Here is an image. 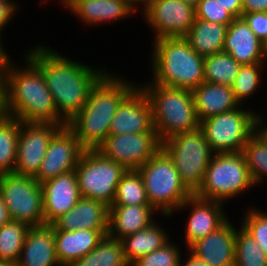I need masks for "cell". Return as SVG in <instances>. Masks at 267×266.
I'll return each instance as SVG.
<instances>
[{"label": "cell", "instance_id": "cell-24", "mask_svg": "<svg viewBox=\"0 0 267 266\" xmlns=\"http://www.w3.org/2000/svg\"><path fill=\"white\" fill-rule=\"evenodd\" d=\"M67 11L89 28L137 15L123 0H79Z\"/></svg>", "mask_w": 267, "mask_h": 266}, {"label": "cell", "instance_id": "cell-18", "mask_svg": "<svg viewBox=\"0 0 267 266\" xmlns=\"http://www.w3.org/2000/svg\"><path fill=\"white\" fill-rule=\"evenodd\" d=\"M41 188L45 225H52L81 198L75 170L42 182Z\"/></svg>", "mask_w": 267, "mask_h": 266}, {"label": "cell", "instance_id": "cell-10", "mask_svg": "<svg viewBox=\"0 0 267 266\" xmlns=\"http://www.w3.org/2000/svg\"><path fill=\"white\" fill-rule=\"evenodd\" d=\"M127 169L104 157L97 150H85L75 168L81 197L103 202L110 207L116 188Z\"/></svg>", "mask_w": 267, "mask_h": 266}, {"label": "cell", "instance_id": "cell-44", "mask_svg": "<svg viewBox=\"0 0 267 266\" xmlns=\"http://www.w3.org/2000/svg\"><path fill=\"white\" fill-rule=\"evenodd\" d=\"M234 18L242 17V0H216Z\"/></svg>", "mask_w": 267, "mask_h": 266}, {"label": "cell", "instance_id": "cell-7", "mask_svg": "<svg viewBox=\"0 0 267 266\" xmlns=\"http://www.w3.org/2000/svg\"><path fill=\"white\" fill-rule=\"evenodd\" d=\"M254 186L242 152L214 153L195 195L226 204Z\"/></svg>", "mask_w": 267, "mask_h": 266}, {"label": "cell", "instance_id": "cell-3", "mask_svg": "<svg viewBox=\"0 0 267 266\" xmlns=\"http://www.w3.org/2000/svg\"><path fill=\"white\" fill-rule=\"evenodd\" d=\"M123 76L107 71L92 87L84 107L67 122L85 150H97L105 141L118 106L138 86Z\"/></svg>", "mask_w": 267, "mask_h": 266}, {"label": "cell", "instance_id": "cell-11", "mask_svg": "<svg viewBox=\"0 0 267 266\" xmlns=\"http://www.w3.org/2000/svg\"><path fill=\"white\" fill-rule=\"evenodd\" d=\"M0 194L12 220L31 227L45 225L42 188L34 177L0 175Z\"/></svg>", "mask_w": 267, "mask_h": 266}, {"label": "cell", "instance_id": "cell-41", "mask_svg": "<svg viewBox=\"0 0 267 266\" xmlns=\"http://www.w3.org/2000/svg\"><path fill=\"white\" fill-rule=\"evenodd\" d=\"M242 18L255 35L264 42L267 38V12L242 13Z\"/></svg>", "mask_w": 267, "mask_h": 266}, {"label": "cell", "instance_id": "cell-31", "mask_svg": "<svg viewBox=\"0 0 267 266\" xmlns=\"http://www.w3.org/2000/svg\"><path fill=\"white\" fill-rule=\"evenodd\" d=\"M242 153L256 188L262 187L267 181V138L259 129L248 139Z\"/></svg>", "mask_w": 267, "mask_h": 266}, {"label": "cell", "instance_id": "cell-4", "mask_svg": "<svg viewBox=\"0 0 267 266\" xmlns=\"http://www.w3.org/2000/svg\"><path fill=\"white\" fill-rule=\"evenodd\" d=\"M150 44L152 75L148 81L190 91L204 81V57L191 48L185 37H165Z\"/></svg>", "mask_w": 267, "mask_h": 266}, {"label": "cell", "instance_id": "cell-46", "mask_svg": "<svg viewBox=\"0 0 267 266\" xmlns=\"http://www.w3.org/2000/svg\"><path fill=\"white\" fill-rule=\"evenodd\" d=\"M185 258V259H184ZM181 258L180 266H208L204 261L194 256L187 250V256Z\"/></svg>", "mask_w": 267, "mask_h": 266}, {"label": "cell", "instance_id": "cell-36", "mask_svg": "<svg viewBox=\"0 0 267 266\" xmlns=\"http://www.w3.org/2000/svg\"><path fill=\"white\" fill-rule=\"evenodd\" d=\"M237 227L234 266H267V255L253 236L241 225Z\"/></svg>", "mask_w": 267, "mask_h": 266}, {"label": "cell", "instance_id": "cell-39", "mask_svg": "<svg viewBox=\"0 0 267 266\" xmlns=\"http://www.w3.org/2000/svg\"><path fill=\"white\" fill-rule=\"evenodd\" d=\"M195 18L229 25L235 18L216 0H200L195 6Z\"/></svg>", "mask_w": 267, "mask_h": 266}, {"label": "cell", "instance_id": "cell-22", "mask_svg": "<svg viewBox=\"0 0 267 266\" xmlns=\"http://www.w3.org/2000/svg\"><path fill=\"white\" fill-rule=\"evenodd\" d=\"M16 266H61L56 256L53 224L30 227Z\"/></svg>", "mask_w": 267, "mask_h": 266}, {"label": "cell", "instance_id": "cell-52", "mask_svg": "<svg viewBox=\"0 0 267 266\" xmlns=\"http://www.w3.org/2000/svg\"><path fill=\"white\" fill-rule=\"evenodd\" d=\"M263 50H264L265 57H266V59H267V38H266V40L263 42Z\"/></svg>", "mask_w": 267, "mask_h": 266}, {"label": "cell", "instance_id": "cell-15", "mask_svg": "<svg viewBox=\"0 0 267 266\" xmlns=\"http://www.w3.org/2000/svg\"><path fill=\"white\" fill-rule=\"evenodd\" d=\"M225 204L213 200L202 199L192 194L177 210L191 211L186 219V227L183 230V243L187 249L195 241L206 237L221 227L228 219ZM226 212V213H225Z\"/></svg>", "mask_w": 267, "mask_h": 266}, {"label": "cell", "instance_id": "cell-25", "mask_svg": "<svg viewBox=\"0 0 267 266\" xmlns=\"http://www.w3.org/2000/svg\"><path fill=\"white\" fill-rule=\"evenodd\" d=\"M158 212L151 205H111L108 235L116 240L149 227Z\"/></svg>", "mask_w": 267, "mask_h": 266}, {"label": "cell", "instance_id": "cell-30", "mask_svg": "<svg viewBox=\"0 0 267 266\" xmlns=\"http://www.w3.org/2000/svg\"><path fill=\"white\" fill-rule=\"evenodd\" d=\"M21 124L10 115L0 120V175L14 173Z\"/></svg>", "mask_w": 267, "mask_h": 266}, {"label": "cell", "instance_id": "cell-27", "mask_svg": "<svg viewBox=\"0 0 267 266\" xmlns=\"http://www.w3.org/2000/svg\"><path fill=\"white\" fill-rule=\"evenodd\" d=\"M153 222L149 227L125 236L120 241L123 245L125 260L131 266L137 259L146 254L161 248L170 239V233L159 224L160 221Z\"/></svg>", "mask_w": 267, "mask_h": 266}, {"label": "cell", "instance_id": "cell-9", "mask_svg": "<svg viewBox=\"0 0 267 266\" xmlns=\"http://www.w3.org/2000/svg\"><path fill=\"white\" fill-rule=\"evenodd\" d=\"M245 106L200 121V128L214 153L242 152L248 139L258 130L259 111Z\"/></svg>", "mask_w": 267, "mask_h": 266}, {"label": "cell", "instance_id": "cell-49", "mask_svg": "<svg viewBox=\"0 0 267 266\" xmlns=\"http://www.w3.org/2000/svg\"><path fill=\"white\" fill-rule=\"evenodd\" d=\"M47 1H51V0H40L41 4L39 3V5L42 6ZM56 1L58 2V0ZM77 1L79 0H59V2L61 3L60 5H62L61 8L63 7L66 10H68L71 6H73Z\"/></svg>", "mask_w": 267, "mask_h": 266}, {"label": "cell", "instance_id": "cell-26", "mask_svg": "<svg viewBox=\"0 0 267 266\" xmlns=\"http://www.w3.org/2000/svg\"><path fill=\"white\" fill-rule=\"evenodd\" d=\"M191 92L199 121L212 115L232 111L240 106L231 86L228 85L203 81Z\"/></svg>", "mask_w": 267, "mask_h": 266}, {"label": "cell", "instance_id": "cell-45", "mask_svg": "<svg viewBox=\"0 0 267 266\" xmlns=\"http://www.w3.org/2000/svg\"><path fill=\"white\" fill-rule=\"evenodd\" d=\"M133 11L138 14H142L150 5L152 0H123ZM141 11H140V9ZM139 10V11H138ZM138 12V13H137Z\"/></svg>", "mask_w": 267, "mask_h": 266}, {"label": "cell", "instance_id": "cell-13", "mask_svg": "<svg viewBox=\"0 0 267 266\" xmlns=\"http://www.w3.org/2000/svg\"><path fill=\"white\" fill-rule=\"evenodd\" d=\"M153 38L185 37L195 20V7L182 0H152L140 15Z\"/></svg>", "mask_w": 267, "mask_h": 266}, {"label": "cell", "instance_id": "cell-43", "mask_svg": "<svg viewBox=\"0 0 267 266\" xmlns=\"http://www.w3.org/2000/svg\"><path fill=\"white\" fill-rule=\"evenodd\" d=\"M267 12V0H242V13Z\"/></svg>", "mask_w": 267, "mask_h": 266}, {"label": "cell", "instance_id": "cell-33", "mask_svg": "<svg viewBox=\"0 0 267 266\" xmlns=\"http://www.w3.org/2000/svg\"><path fill=\"white\" fill-rule=\"evenodd\" d=\"M30 227L12 219L0 227V260L17 263Z\"/></svg>", "mask_w": 267, "mask_h": 266}, {"label": "cell", "instance_id": "cell-2", "mask_svg": "<svg viewBox=\"0 0 267 266\" xmlns=\"http://www.w3.org/2000/svg\"><path fill=\"white\" fill-rule=\"evenodd\" d=\"M22 57L24 65L17 64L9 54L0 55V67L7 84L9 115L27 123L66 126L67 122L57 112L42 72L24 54Z\"/></svg>", "mask_w": 267, "mask_h": 266}, {"label": "cell", "instance_id": "cell-21", "mask_svg": "<svg viewBox=\"0 0 267 266\" xmlns=\"http://www.w3.org/2000/svg\"><path fill=\"white\" fill-rule=\"evenodd\" d=\"M56 256L61 266H71L76 260L93 250L108 230H58L53 225Z\"/></svg>", "mask_w": 267, "mask_h": 266}, {"label": "cell", "instance_id": "cell-48", "mask_svg": "<svg viewBox=\"0 0 267 266\" xmlns=\"http://www.w3.org/2000/svg\"><path fill=\"white\" fill-rule=\"evenodd\" d=\"M263 112L258 114V129L265 135L267 138V120L265 119L267 115H263Z\"/></svg>", "mask_w": 267, "mask_h": 266}, {"label": "cell", "instance_id": "cell-38", "mask_svg": "<svg viewBox=\"0 0 267 266\" xmlns=\"http://www.w3.org/2000/svg\"><path fill=\"white\" fill-rule=\"evenodd\" d=\"M176 244L170 239L161 248L137 259L131 266H180L182 249Z\"/></svg>", "mask_w": 267, "mask_h": 266}, {"label": "cell", "instance_id": "cell-8", "mask_svg": "<svg viewBox=\"0 0 267 266\" xmlns=\"http://www.w3.org/2000/svg\"><path fill=\"white\" fill-rule=\"evenodd\" d=\"M162 149L172 159L181 182L195 194L203 183L207 166L214 154L200 127L178 133L162 142Z\"/></svg>", "mask_w": 267, "mask_h": 266}, {"label": "cell", "instance_id": "cell-20", "mask_svg": "<svg viewBox=\"0 0 267 266\" xmlns=\"http://www.w3.org/2000/svg\"><path fill=\"white\" fill-rule=\"evenodd\" d=\"M223 52L229 53L241 65L267 63L263 42L242 17L235 18L228 25Z\"/></svg>", "mask_w": 267, "mask_h": 266}, {"label": "cell", "instance_id": "cell-16", "mask_svg": "<svg viewBox=\"0 0 267 266\" xmlns=\"http://www.w3.org/2000/svg\"><path fill=\"white\" fill-rule=\"evenodd\" d=\"M85 149L75 134L62 127L51 139L40 169L34 177L38 183L75 170Z\"/></svg>", "mask_w": 267, "mask_h": 266}, {"label": "cell", "instance_id": "cell-1", "mask_svg": "<svg viewBox=\"0 0 267 266\" xmlns=\"http://www.w3.org/2000/svg\"><path fill=\"white\" fill-rule=\"evenodd\" d=\"M35 45L25 56L42 72L57 112L68 122L84 107L92 87L108 69L75 61L47 43Z\"/></svg>", "mask_w": 267, "mask_h": 266}, {"label": "cell", "instance_id": "cell-42", "mask_svg": "<svg viewBox=\"0 0 267 266\" xmlns=\"http://www.w3.org/2000/svg\"><path fill=\"white\" fill-rule=\"evenodd\" d=\"M7 108V84L5 75L0 67V120L8 116Z\"/></svg>", "mask_w": 267, "mask_h": 266}, {"label": "cell", "instance_id": "cell-40", "mask_svg": "<svg viewBox=\"0 0 267 266\" xmlns=\"http://www.w3.org/2000/svg\"><path fill=\"white\" fill-rule=\"evenodd\" d=\"M18 0H0V55L8 54L6 51L4 40L1 35L5 34L6 27L9 23H12L13 18L18 13L19 9H21ZM19 8V9H18ZM4 32V33H3Z\"/></svg>", "mask_w": 267, "mask_h": 266}, {"label": "cell", "instance_id": "cell-32", "mask_svg": "<svg viewBox=\"0 0 267 266\" xmlns=\"http://www.w3.org/2000/svg\"><path fill=\"white\" fill-rule=\"evenodd\" d=\"M242 65L229 53L219 52L204 57V81L231 86Z\"/></svg>", "mask_w": 267, "mask_h": 266}, {"label": "cell", "instance_id": "cell-50", "mask_svg": "<svg viewBox=\"0 0 267 266\" xmlns=\"http://www.w3.org/2000/svg\"><path fill=\"white\" fill-rule=\"evenodd\" d=\"M182 1L195 7L199 3L200 0H182Z\"/></svg>", "mask_w": 267, "mask_h": 266}, {"label": "cell", "instance_id": "cell-51", "mask_svg": "<svg viewBox=\"0 0 267 266\" xmlns=\"http://www.w3.org/2000/svg\"><path fill=\"white\" fill-rule=\"evenodd\" d=\"M0 266H16L15 263L0 260Z\"/></svg>", "mask_w": 267, "mask_h": 266}, {"label": "cell", "instance_id": "cell-5", "mask_svg": "<svg viewBox=\"0 0 267 266\" xmlns=\"http://www.w3.org/2000/svg\"><path fill=\"white\" fill-rule=\"evenodd\" d=\"M152 107L154 128L161 142L169 137L200 127L193 95L185 88L138 83Z\"/></svg>", "mask_w": 267, "mask_h": 266}, {"label": "cell", "instance_id": "cell-35", "mask_svg": "<svg viewBox=\"0 0 267 266\" xmlns=\"http://www.w3.org/2000/svg\"><path fill=\"white\" fill-rule=\"evenodd\" d=\"M112 205H150L138 170H127L117 185Z\"/></svg>", "mask_w": 267, "mask_h": 266}, {"label": "cell", "instance_id": "cell-14", "mask_svg": "<svg viewBox=\"0 0 267 266\" xmlns=\"http://www.w3.org/2000/svg\"><path fill=\"white\" fill-rule=\"evenodd\" d=\"M52 123L22 122L19 129L14 173L35 177L52 137L62 128Z\"/></svg>", "mask_w": 267, "mask_h": 266}, {"label": "cell", "instance_id": "cell-29", "mask_svg": "<svg viewBox=\"0 0 267 266\" xmlns=\"http://www.w3.org/2000/svg\"><path fill=\"white\" fill-rule=\"evenodd\" d=\"M71 266H130L120 240L105 235L98 245Z\"/></svg>", "mask_w": 267, "mask_h": 266}, {"label": "cell", "instance_id": "cell-17", "mask_svg": "<svg viewBox=\"0 0 267 266\" xmlns=\"http://www.w3.org/2000/svg\"><path fill=\"white\" fill-rule=\"evenodd\" d=\"M143 132L156 131L149 99L137 86L118 106L110 123L109 135Z\"/></svg>", "mask_w": 267, "mask_h": 266}, {"label": "cell", "instance_id": "cell-12", "mask_svg": "<svg viewBox=\"0 0 267 266\" xmlns=\"http://www.w3.org/2000/svg\"><path fill=\"white\" fill-rule=\"evenodd\" d=\"M161 148L162 142L156 132H143L108 135L97 151L127 170H137Z\"/></svg>", "mask_w": 267, "mask_h": 266}, {"label": "cell", "instance_id": "cell-47", "mask_svg": "<svg viewBox=\"0 0 267 266\" xmlns=\"http://www.w3.org/2000/svg\"><path fill=\"white\" fill-rule=\"evenodd\" d=\"M10 220L11 217L9 215L6 203L4 202L3 197L0 194V227L6 224Z\"/></svg>", "mask_w": 267, "mask_h": 266}, {"label": "cell", "instance_id": "cell-6", "mask_svg": "<svg viewBox=\"0 0 267 266\" xmlns=\"http://www.w3.org/2000/svg\"><path fill=\"white\" fill-rule=\"evenodd\" d=\"M137 170L143 179L148 202L158 212L157 216L161 214L165 220L173 218L176 210L192 195L162 148Z\"/></svg>", "mask_w": 267, "mask_h": 266}, {"label": "cell", "instance_id": "cell-28", "mask_svg": "<svg viewBox=\"0 0 267 266\" xmlns=\"http://www.w3.org/2000/svg\"><path fill=\"white\" fill-rule=\"evenodd\" d=\"M228 25L195 18L185 36L191 48L206 57L223 51Z\"/></svg>", "mask_w": 267, "mask_h": 266}, {"label": "cell", "instance_id": "cell-37", "mask_svg": "<svg viewBox=\"0 0 267 266\" xmlns=\"http://www.w3.org/2000/svg\"><path fill=\"white\" fill-rule=\"evenodd\" d=\"M246 210L242 213L240 224L267 255V210L263 211L254 205Z\"/></svg>", "mask_w": 267, "mask_h": 266}, {"label": "cell", "instance_id": "cell-34", "mask_svg": "<svg viewBox=\"0 0 267 266\" xmlns=\"http://www.w3.org/2000/svg\"><path fill=\"white\" fill-rule=\"evenodd\" d=\"M267 63H255L250 65H242L239 69L238 75L235 78L231 89L234 93L235 99L240 105H249L248 99L252 100L253 95L258 93L261 86V80L265 73ZM263 72V74H262ZM257 91V92H256ZM245 102V103H244Z\"/></svg>", "mask_w": 267, "mask_h": 266}, {"label": "cell", "instance_id": "cell-23", "mask_svg": "<svg viewBox=\"0 0 267 266\" xmlns=\"http://www.w3.org/2000/svg\"><path fill=\"white\" fill-rule=\"evenodd\" d=\"M109 207L103 202L81 197L74 207L53 225L58 230H108Z\"/></svg>", "mask_w": 267, "mask_h": 266}, {"label": "cell", "instance_id": "cell-19", "mask_svg": "<svg viewBox=\"0 0 267 266\" xmlns=\"http://www.w3.org/2000/svg\"><path fill=\"white\" fill-rule=\"evenodd\" d=\"M228 219L206 237L192 243L186 250L208 266H234L236 225Z\"/></svg>", "mask_w": 267, "mask_h": 266}]
</instances>
